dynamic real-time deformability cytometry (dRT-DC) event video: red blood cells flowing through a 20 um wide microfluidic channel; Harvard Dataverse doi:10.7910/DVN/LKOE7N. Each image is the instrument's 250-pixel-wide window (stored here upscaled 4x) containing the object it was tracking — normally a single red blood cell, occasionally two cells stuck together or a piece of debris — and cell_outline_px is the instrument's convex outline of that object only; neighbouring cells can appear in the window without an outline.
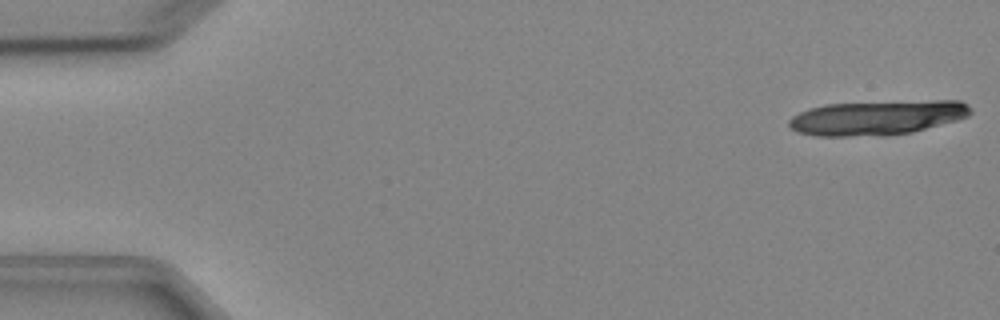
{"species": "Egyptian fruit bat (a non-hibernating species)", "species_latin": "Rousettus aegyptiacus", "temperature_condition": "cold", "stored_images_in_passage": 6, "camera_frame_rate_fps": 3000, "um_per_image_px": 0.085, "animal": {"sex": "female"}, "frame": {"image": 1, "passage_image": 1, "time_ms": 0.0, "image_size_px": [1000, 320], "cell_outline_px": [[972, 112], [968, 116], [956, 120], [912, 132], [888, 136], [816, 136], [796, 132], [788, 124], [788, 120], [792, 116], [808, 108], [824, 104], [932, 100], [960, 100], [968, 104], [972, 108]], "centroid_in_image_um": [74.56, 10.0], "position_along_channel_um": 10.4, "area_um2": 36.93}}